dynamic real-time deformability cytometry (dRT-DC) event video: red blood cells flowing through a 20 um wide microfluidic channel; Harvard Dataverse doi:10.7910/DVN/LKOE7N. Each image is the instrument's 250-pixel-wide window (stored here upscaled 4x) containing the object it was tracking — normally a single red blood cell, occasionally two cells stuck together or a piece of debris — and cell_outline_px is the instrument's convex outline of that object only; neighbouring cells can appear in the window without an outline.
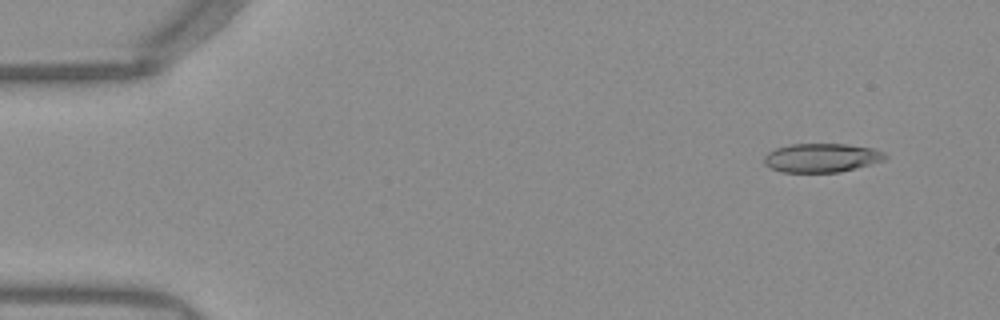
{"species": "Egyptian fruit bat (a non-hibernating species)", "species_latin": "Rousettus aegyptiacus", "temperature_condition": "warm", "stored_images_in_passage": 48, "camera_frame_rate_fps": 3000, "um_per_image_px": 0.085, "frame": {"image": 1, "passage_image": 1, "time_ms": 0.0, "image_size_px": [1000, 320], "cell_outline_px": [[888, 156], [884, 160], [856, 168], [840, 172], [780, 172], [768, 168], [764, 164], [764, 156], [768, 152], [776, 148], [788, 144], [848, 144], [872, 148], [884, 152]], "centroid_in_image_um": [69.8, 13.41], "position_along_channel_um": 15.2, "area_um2": 20.52}}
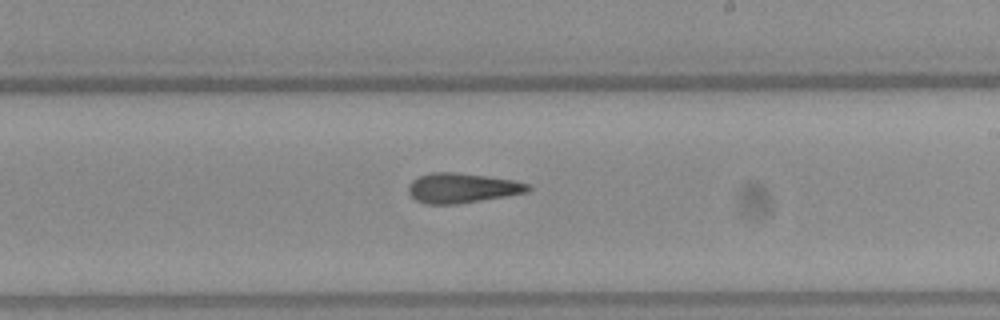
{"frame": {"image": 2, "passage_image": 27, "time_ms": 8.667, "image_size_px": [1000, 320], "cell_outline_px": [[532, 188], [528, 192], [456, 204], [424, 204], [416, 200], [408, 192], [408, 184], [412, 180], [420, 176], [432, 172], [456, 172], [488, 176], [512, 180], [532, 184]], "centroid_in_image_um": [39.28, 15.97], "position_along_channel_um": 249.7, "area_um2": 20.81}}
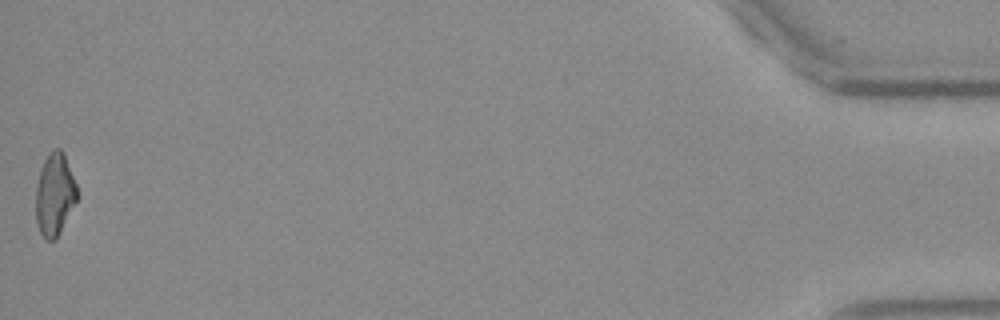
{"frame": {"image": 3, "passage_image": 48, "time_ms": 15.667, "image_size_px": [1000, 320], "cell_outline_px": [[76, 200], [60, 232], [52, 240], [48, 240], [40, 232], [36, 220], [36, 184], [40, 168], [44, 160], [56, 148], [60, 148], [64, 152], [76, 184]], "centroid_in_image_um": [4.63, 16.5], "position_along_channel_um": 430.6, "area_um2": 19.36}, "authors_computed_cell_mechanics": {"area_um2": 20.6635, "velocity_mm_per_s": 3.9603, "shape_relaxation_time_tau1_ms": null, "shape_relaxation_time_tau2_ms": 3.6179, "deformation_change_tau1": null, "deformation_change_tau2": 0.1521}}